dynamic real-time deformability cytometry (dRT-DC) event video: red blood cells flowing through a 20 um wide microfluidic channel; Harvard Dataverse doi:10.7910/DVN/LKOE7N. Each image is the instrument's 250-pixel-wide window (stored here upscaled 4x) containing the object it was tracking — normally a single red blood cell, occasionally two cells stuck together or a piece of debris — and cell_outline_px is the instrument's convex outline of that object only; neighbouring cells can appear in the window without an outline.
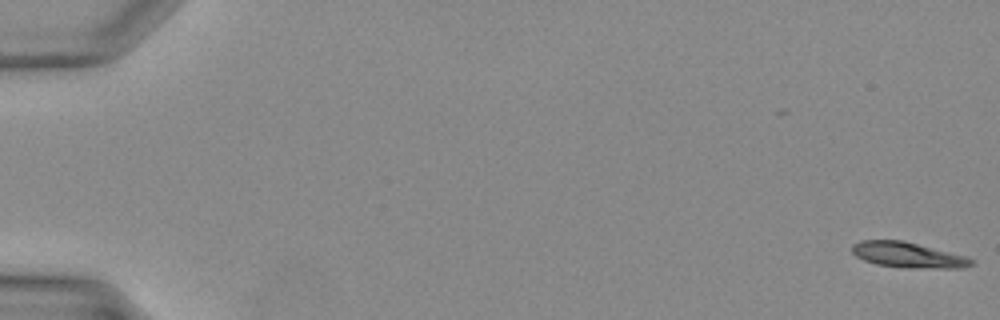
{"species": "Egyptian fruit bat (a non-hibernating species)", "species_latin": "Rousettus aegyptiacus", "temperature_condition": "warm", "stored_images_in_passage": 6, "camera_frame_rate_fps": 3000, "um_per_image_px": 0.085, "animal": {"sex": "female"}, "frame": {"image": 1, "passage_image": 1, "time_ms": 0.0, "image_size_px": [1000, 320], "cell_outline_px": [[976, 264], [964, 268], [936, 268], [876, 264], [864, 260], [856, 256], [852, 252], [852, 244], [860, 240], [904, 240], [968, 256], [976, 260]], "centroid_in_image_um": [77.26, 21.65], "position_along_channel_um": 7.7, "area_um2": 17.69}}